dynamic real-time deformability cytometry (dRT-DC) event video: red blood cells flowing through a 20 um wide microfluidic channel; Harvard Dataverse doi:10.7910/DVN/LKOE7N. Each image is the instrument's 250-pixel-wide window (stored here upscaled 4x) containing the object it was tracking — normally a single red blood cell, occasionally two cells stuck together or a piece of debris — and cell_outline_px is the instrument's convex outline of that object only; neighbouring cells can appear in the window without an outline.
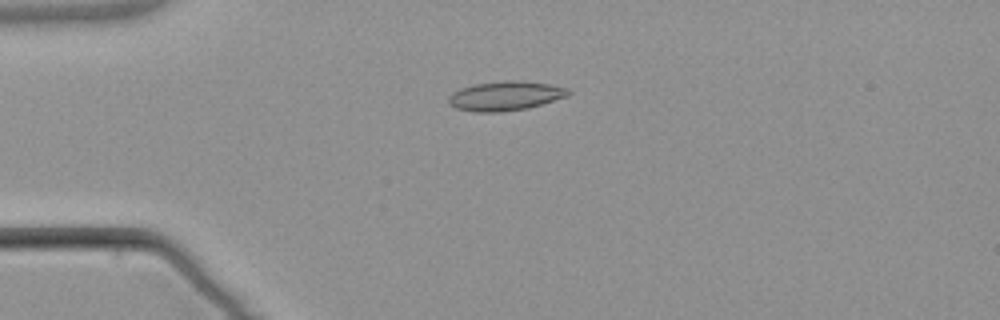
{"species": "common noctule bat (a hibernating species)", "species_latin": "Nyctalus noctula", "temperature_condition": "warm", "stored_images_in_passage": 7, "camera_frame_rate_fps": 3000, "um_per_image_px": 0.085, "animal": {"sex": "male", "body_mass_g": 21.5, "forearm_length_mm": 52.0}, "frame": {"image": 1, "passage_image": 4, "time_ms": 3.667, "image_size_px": [1000, 320], "cell_outline_px": [[572, 92], [568, 96], [528, 108], [500, 112], [476, 112], [456, 108], [448, 104], [448, 96], [452, 92], [460, 88], [476, 84], [504, 80], [524, 80], [548, 84], [568, 88]], "centroid_in_image_um": [42.95, 8.14], "position_along_channel_um": 42.1, "area_um2": 20.63}}
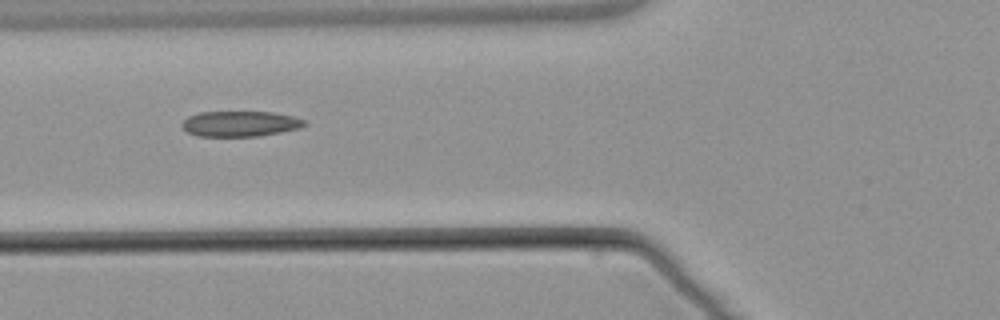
{"frame": {"image": 2, "passage_image": 6, "time_ms": 6.0, "image_size_px": [1000, 320], "cell_outline_px": [[308, 124], [300, 128], [260, 136], [196, 136], [188, 132], [180, 124], [188, 116], [200, 112], [272, 112], [292, 116], [304, 120]], "centroid_in_image_um": [20.41, 10.52], "position_along_channel_um": 105.4, "area_um2": 18.15}}
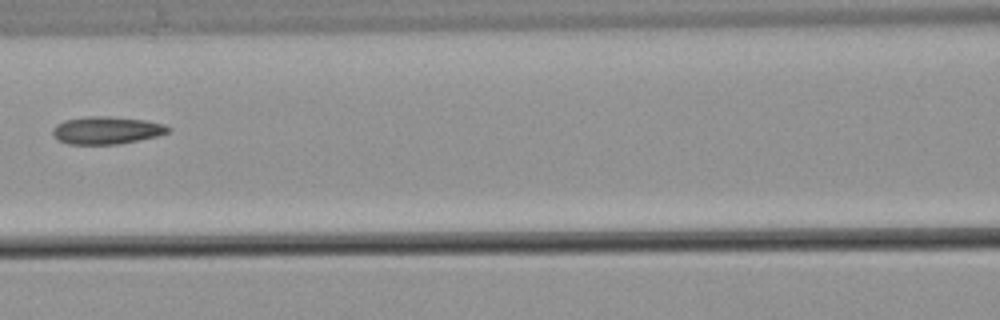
{"frame": {"image": 3, "passage_image": 7, "time_ms": 7.333, "image_size_px": [1000, 320], "cell_outline_px": [[172, 128], [168, 132], [160, 136], [120, 144], [68, 144], [56, 140], [52, 136], [52, 128], [56, 124], [64, 120], [84, 116], [104, 116], [144, 120], [164, 124]], "centroid_in_image_um": [9.03, 11.08], "position_along_channel_um": 157.6, "area_um2": 18.84}}